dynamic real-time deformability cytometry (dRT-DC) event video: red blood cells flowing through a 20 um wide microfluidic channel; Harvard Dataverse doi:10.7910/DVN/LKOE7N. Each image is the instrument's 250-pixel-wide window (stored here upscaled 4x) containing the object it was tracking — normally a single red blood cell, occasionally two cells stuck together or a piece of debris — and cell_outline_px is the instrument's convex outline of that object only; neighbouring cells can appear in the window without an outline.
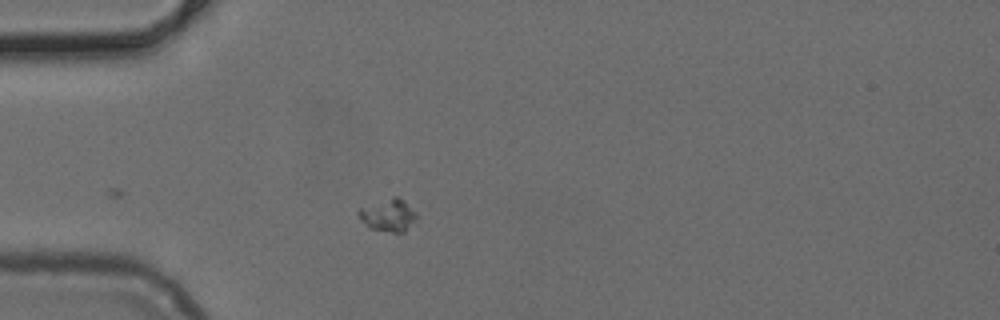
{"species": "common noctule bat (a hibernating species)", "species_latin": "Nyctalus noctula", "temperature_condition": "cold", "stored_images_in_passage": 9, "camera_frame_rate_fps": 3000, "um_per_image_px": 0.085, "animal": {"sex": "female", "body_mass_g": 24.6, "forearm_length_mm": 56.2}, "frame": {"image": 1, "passage_image": 1, "time_ms": 0.0, "image_size_px": [1000, 320], "cell_outline_px": [[416, 216], [404, 232], [392, 232], [368, 228], [360, 220], [356, 212], [360, 208], [392, 196], [396, 196], [404, 200], [416, 212]], "centroid_in_image_um": [32.95, 18.28], "position_along_channel_um": 52.0, "area_um2": 10.87}}
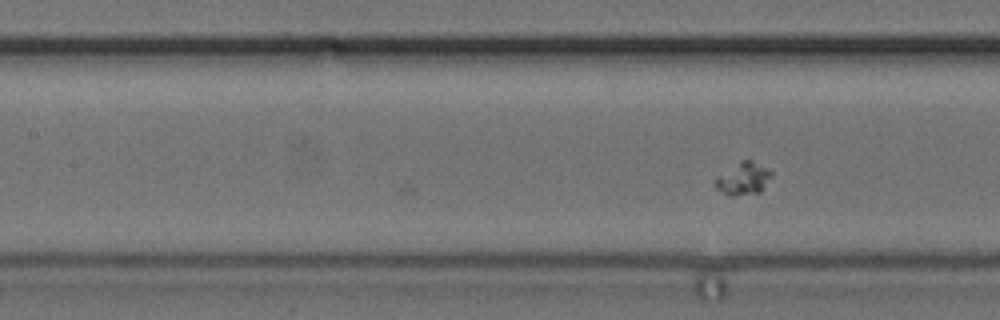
{"frame": {"image": 2, "passage_image": 9, "time_ms": 2.667, "image_size_px": [1000, 320], "cell_outline_px": [[772, 176], [760, 192], [732, 196], [728, 196], [716, 188], [712, 184], [712, 180], [716, 176], [740, 160], [752, 160], [772, 172]], "centroid_in_image_um": [63.11, 15.19], "position_along_channel_um": 144.3, "area_um2": 10.75}}